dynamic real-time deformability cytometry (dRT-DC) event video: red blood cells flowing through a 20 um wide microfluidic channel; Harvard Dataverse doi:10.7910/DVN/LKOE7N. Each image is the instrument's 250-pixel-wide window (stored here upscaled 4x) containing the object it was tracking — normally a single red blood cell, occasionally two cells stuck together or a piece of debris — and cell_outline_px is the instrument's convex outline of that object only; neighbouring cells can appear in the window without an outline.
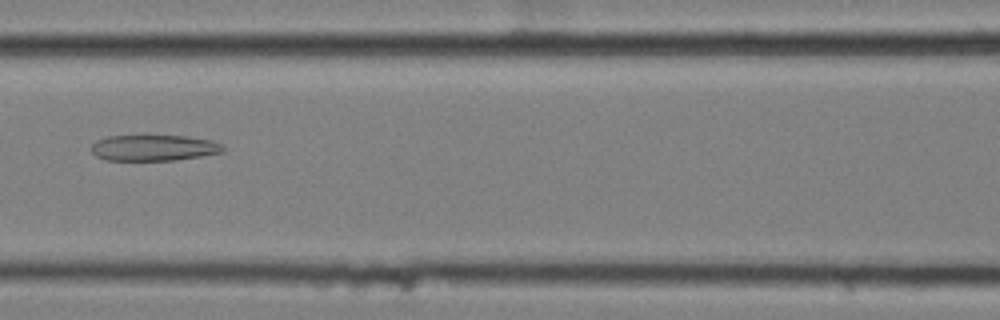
{"species": "common noctule bat (a hibernating species)", "species_latin": "Nyctalus noctula", "temperature_condition": "cold", "stored_images_in_passage": 15, "camera_frame_rate_fps": 3000, "um_per_image_px": 0.085, "animal": {"sex": "female", "body_mass_g": 25.1}, "frame": {"image": 1, "passage_image": 7, "time_ms": 2.0, "image_size_px": [1000, 320], "cell_outline_px": [[224, 152], [176, 160], [108, 160], [96, 156], [88, 148], [96, 140], [108, 136], [188, 136], [212, 140], [220, 144], [224, 148]], "centroid_in_image_um": [13.05, 12.56], "position_along_channel_um": 153.6, "area_um2": 19.94}}
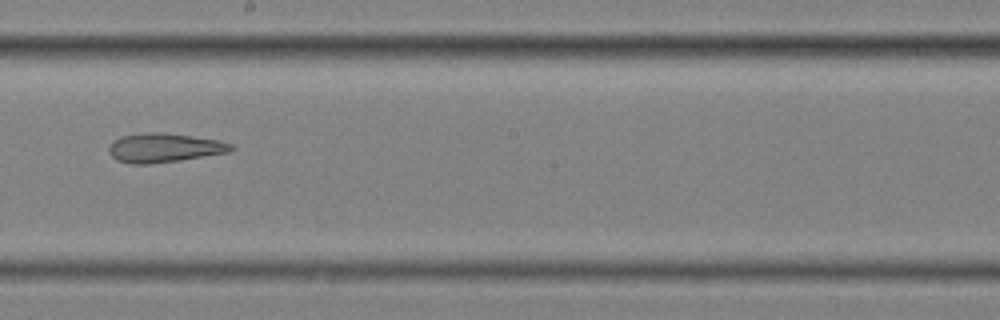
{"frame": {"image": 2, "passage_image": 9, "time_ms": 2.667, "image_size_px": [1000, 320], "cell_outline_px": [[236, 148], [228, 152], [180, 160], [152, 164], [132, 164], [116, 160], [108, 152], [108, 148], [120, 136], [148, 132], [156, 132], [220, 140], [232, 144]], "centroid_in_image_um": [13.95, 12.57], "position_along_channel_um": 234.2, "area_um2": 20.52}}
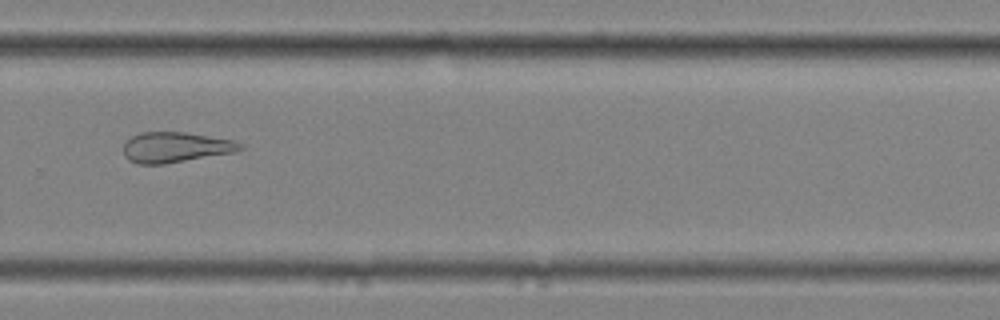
{"frame": {"image": 3, "passage_image": 11, "time_ms": 3.333, "image_size_px": [1000, 320], "cell_outline_px": [[244, 148], [232, 152], [164, 164], [136, 164], [128, 160], [124, 156], [124, 144], [132, 136], [140, 132], [184, 132], [232, 140], [240, 144]], "centroid_in_image_um": [14.84, 12.52], "position_along_channel_um": 315.0, "area_um2": 20.35}}